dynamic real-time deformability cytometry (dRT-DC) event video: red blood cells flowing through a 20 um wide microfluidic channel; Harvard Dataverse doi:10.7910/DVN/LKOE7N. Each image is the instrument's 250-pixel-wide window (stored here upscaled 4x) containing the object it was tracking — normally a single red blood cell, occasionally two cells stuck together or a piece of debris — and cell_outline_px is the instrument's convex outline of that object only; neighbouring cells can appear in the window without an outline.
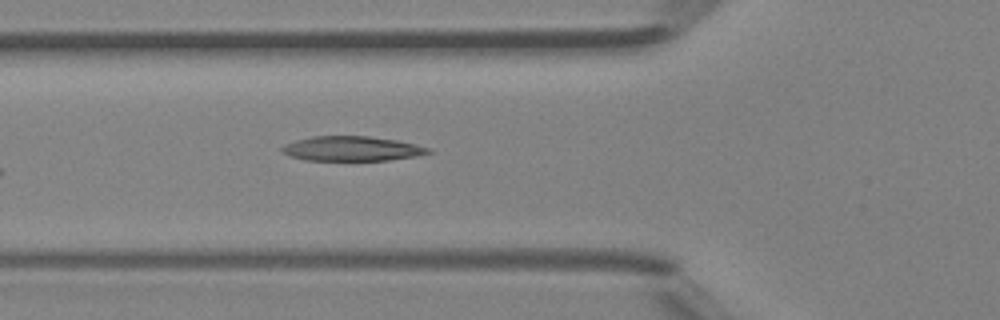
{"species": "Egyptian fruit bat (a non-hibernating species)", "species_latin": "Rousettus aegyptiacus", "temperature_condition": "room temperature", "stored_images_in_passage": 19, "camera_frame_rate_fps": 3000, "um_per_image_px": 0.085, "animal": {"sex": "female"}, "frame": {"image": 1, "passage_image": 15, "time_ms": 4.667, "image_size_px": [1000, 320], "cell_outline_px": [[432, 152], [416, 156], [388, 160], [304, 160], [288, 156], [280, 152], [280, 148], [284, 144], [296, 140], [312, 136], [368, 136], [396, 140], [416, 144], [432, 148]], "centroid_in_image_um": [29.88, 12.63], "position_along_channel_um": 95.9, "area_um2": 21.21}}
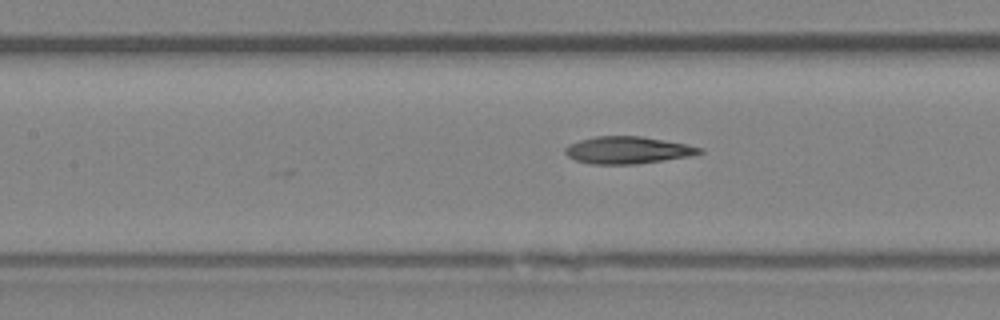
{"frame": {"image": 2, "passage_image": 19, "time_ms": 6.0, "image_size_px": [1000, 320], "cell_outline_px": [[704, 152], [688, 156], [636, 164], [592, 164], [576, 160], [568, 156], [564, 152], [564, 148], [568, 144], [580, 140], [596, 136], [640, 136], [688, 144], [704, 148]], "centroid_in_image_um": [53.34, 12.75], "position_along_channel_um": 154.1, "area_um2": 21.21}}